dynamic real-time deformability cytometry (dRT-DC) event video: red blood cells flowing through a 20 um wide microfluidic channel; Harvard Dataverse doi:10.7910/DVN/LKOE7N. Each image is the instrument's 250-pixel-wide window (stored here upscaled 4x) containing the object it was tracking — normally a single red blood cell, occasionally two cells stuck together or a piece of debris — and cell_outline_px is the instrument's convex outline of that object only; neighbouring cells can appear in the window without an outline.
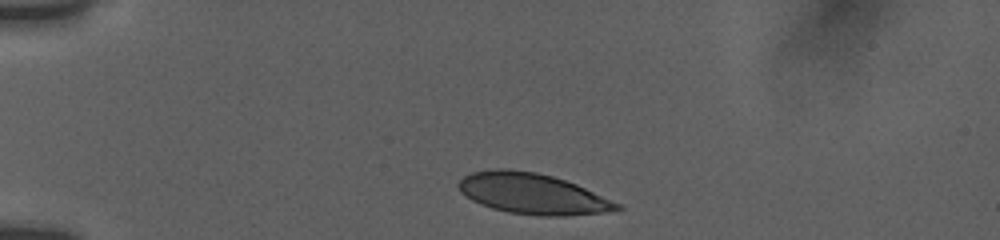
{"species": "human", "species_latin": "Homo sapiens", "temperature_condition": "room temperature", "stored_images_in_passage": 22, "camera_frame_rate_fps": 3000, "um_per_image_px": 0.085, "donor": {"sex": "female"}, "frame": {"image": 1, "passage_image": 1, "time_ms": 0.0, "image_size_px": [1000, 240], "cell_outline_px": [[624, 208], [604, 212], [564, 216], [540, 216], [508, 212], [492, 208], [480, 204], [472, 200], [460, 192], [456, 184], [464, 176], [472, 172], [496, 168], [508, 168], [536, 172], [552, 176], [576, 184], [620, 204]], "centroid_in_image_um": [45.21, 16.46], "position_along_channel_um": 39.8, "area_um2": 37.51}}
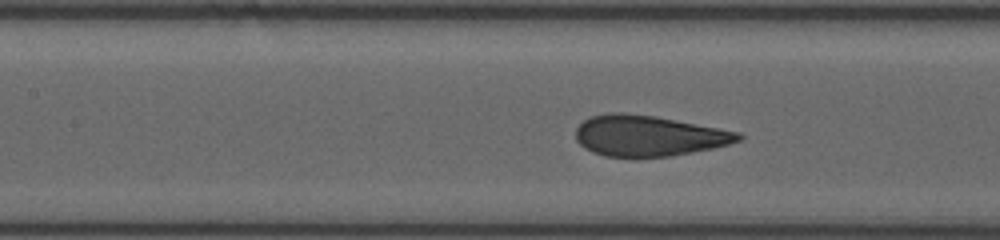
{"frame": {"image": 2, "passage_image": 13, "time_ms": 4.333, "image_size_px": [1000, 240], "cell_outline_px": [[744, 136], [740, 140], [728, 144], [712, 148], [692, 152], [668, 156], [636, 160], [604, 156], [592, 152], [584, 148], [576, 140], [576, 128], [584, 120], [592, 116], [608, 112], [624, 112], [656, 116], [720, 128], [740, 132]], "centroid_in_image_um": [55.08, 11.56], "position_along_channel_um": 152.3, "area_um2": 39.42}}
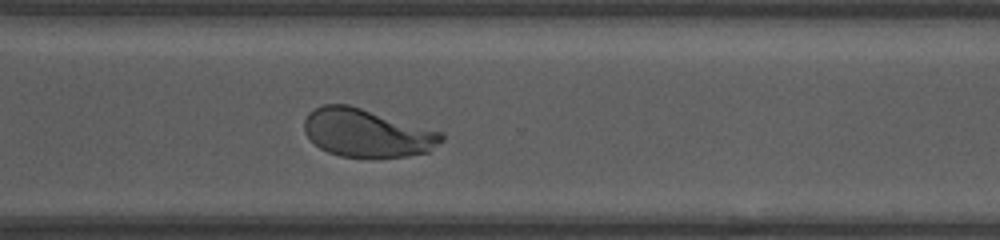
{"frame": {"image": 3, "passage_image": 22, "time_ms": 9.333, "image_size_px": [1000, 240], "cell_outline_px": [[444, 140], [428, 152], [408, 156], [340, 156], [328, 152], [320, 148], [304, 132], [304, 120], [308, 112], [324, 104], [348, 104], [440, 132], [444, 136]], "centroid_in_image_um": [31.16, 11.29], "position_along_channel_um": 339.4, "area_um2": 37.8}}